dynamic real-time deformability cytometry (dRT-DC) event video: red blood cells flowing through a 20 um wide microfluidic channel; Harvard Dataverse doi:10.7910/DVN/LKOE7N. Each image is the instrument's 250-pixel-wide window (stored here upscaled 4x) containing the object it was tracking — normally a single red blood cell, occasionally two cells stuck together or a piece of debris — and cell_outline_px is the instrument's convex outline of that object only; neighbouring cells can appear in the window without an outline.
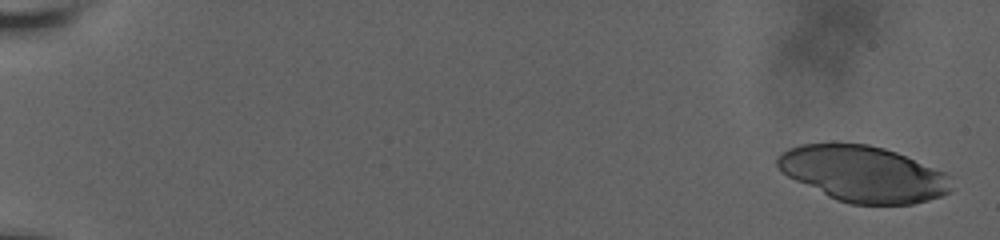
{"species": "human", "species_latin": "Homo sapiens", "temperature_condition": "room temperature", "stored_images_in_passage": 8, "camera_frame_rate_fps": 3000, "um_per_image_px": 0.085, "donor": {"sex": "male"}, "frame": {"image": 1, "passage_image": 1, "time_ms": 0.0, "image_size_px": [1000, 240], "cell_outline_px": [[948, 192], [940, 196], [928, 200], [912, 204], [852, 204], [836, 200], [780, 172], [776, 164], [776, 160], [788, 148], [800, 144], [832, 140], [868, 144], [884, 148], [896, 152], [944, 172], [948, 188]], "centroid_in_image_um": [73.27, 14.73], "position_along_channel_um": 11.7, "area_um2": 56.59}}